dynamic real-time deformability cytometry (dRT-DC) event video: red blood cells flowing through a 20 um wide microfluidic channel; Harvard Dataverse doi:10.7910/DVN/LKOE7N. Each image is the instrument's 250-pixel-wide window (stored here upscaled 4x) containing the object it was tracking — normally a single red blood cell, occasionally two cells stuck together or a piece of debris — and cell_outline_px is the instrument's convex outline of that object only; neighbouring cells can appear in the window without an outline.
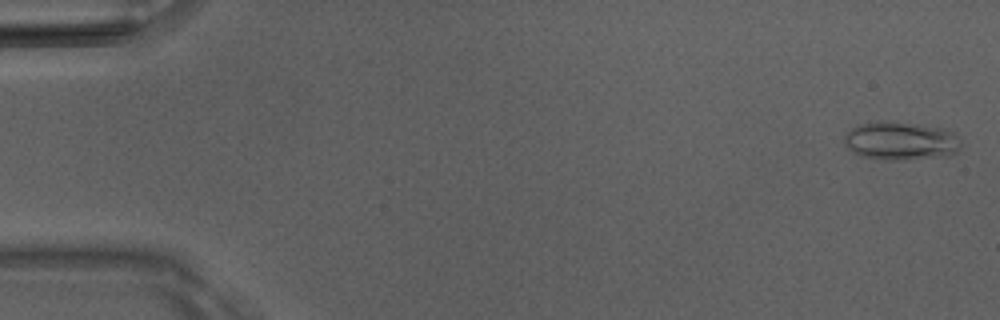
{"species": "Egyptian fruit bat (a non-hibernating species)", "species_latin": "Rousettus aegyptiacus", "temperature_condition": "room temperature", "stored_images_in_passage": 11, "camera_frame_rate_fps": 3000, "um_per_image_px": 0.085, "animal": {"sex": "male"}, "frame": {"image": 1, "passage_image": 1, "time_ms": 0.0, "image_size_px": [1000, 320], "cell_outline_px": [[964, 144], [956, 152], [948, 156], [904, 160], [884, 160], [860, 156], [852, 152], [844, 144], [844, 132], [856, 124], [876, 120], [880, 120], [920, 124], [940, 128], [952, 132]], "centroid_in_image_um": [76.51, 11.97], "position_along_channel_um": 8.5, "area_um2": 26.76}}